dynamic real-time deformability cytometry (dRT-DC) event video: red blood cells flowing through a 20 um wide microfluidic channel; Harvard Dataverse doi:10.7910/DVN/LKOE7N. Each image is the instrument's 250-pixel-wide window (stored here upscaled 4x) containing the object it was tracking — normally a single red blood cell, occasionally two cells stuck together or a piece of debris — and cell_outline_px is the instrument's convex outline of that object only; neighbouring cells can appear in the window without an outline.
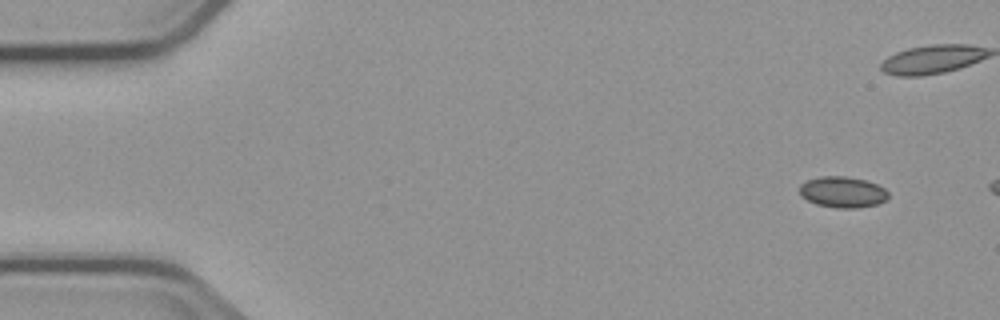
{"species": "common noctule bat (a hibernating species)", "species_latin": "Nyctalus noctula", "temperature_condition": "cold", "stored_images_in_passage": 3, "camera_frame_rate_fps": 3000, "um_per_image_px": 0.085, "animal": {"sex": "male", "body_mass_g": 23.1, "forearm_length_mm": 52.7}, "frame": {"image": 1, "passage_image": 1, "time_ms": 0.0, "image_size_px": [1000, 320], "cell_outline_px": [[888, 200], [876, 204], [856, 208], [836, 208], [816, 204], [800, 196], [800, 184], [808, 180], [820, 176], [844, 176], [864, 180], [876, 184], [884, 188], [888, 192]], "centroid_in_image_um": [71.62, 16.33], "position_along_channel_um": 13.4, "area_um2": 16.01}}